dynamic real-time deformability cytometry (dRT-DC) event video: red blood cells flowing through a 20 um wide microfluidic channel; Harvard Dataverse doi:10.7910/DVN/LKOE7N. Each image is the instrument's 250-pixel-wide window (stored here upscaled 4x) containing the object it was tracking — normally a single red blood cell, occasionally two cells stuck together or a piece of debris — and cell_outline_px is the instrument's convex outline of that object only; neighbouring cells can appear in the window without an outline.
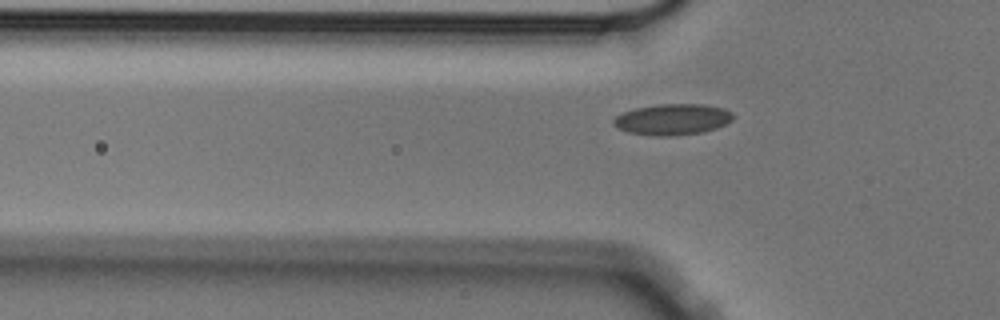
{"species": "Egyptian fruit bat (a non-hibernating species)", "species_latin": "Rousettus aegyptiacus", "temperature_condition": "cold", "stored_images_in_passage": 6, "camera_frame_rate_fps": 3000, "um_per_image_px": 0.085, "animal": {"sex": "male"}, "frame": {"image": 1, "passage_image": 6, "time_ms": 1.667, "image_size_px": [1000, 320], "cell_outline_px": [[732, 120], [716, 128], [704, 132], [676, 136], [656, 136], [628, 132], [612, 124], [612, 120], [616, 116], [624, 112], [636, 108], [660, 104], [704, 104], [724, 108], [732, 112]], "centroid_in_image_um": [57.17, 10.15], "position_along_channel_um": 68.6, "area_um2": 21.62}}